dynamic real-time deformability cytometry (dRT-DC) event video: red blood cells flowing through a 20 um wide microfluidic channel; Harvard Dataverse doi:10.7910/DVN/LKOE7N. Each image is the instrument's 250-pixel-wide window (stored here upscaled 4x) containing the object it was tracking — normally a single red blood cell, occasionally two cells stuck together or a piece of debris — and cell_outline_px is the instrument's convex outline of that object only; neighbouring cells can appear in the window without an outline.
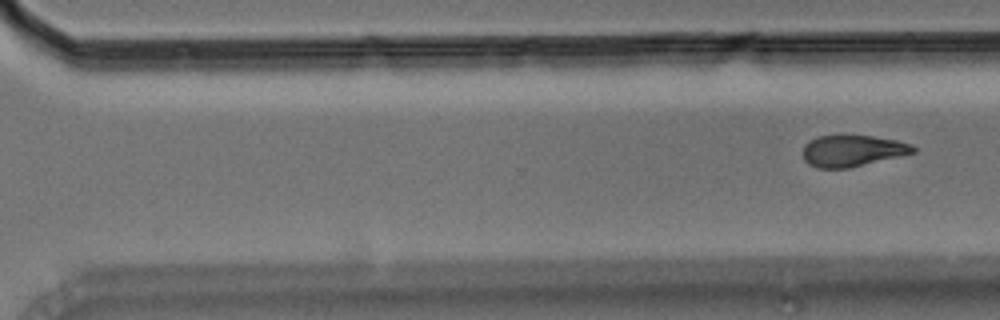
{"species": "Egyptian fruit bat (a non-hibernating species)", "species_latin": "Rousettus aegyptiacus", "temperature_condition": "room temperature", "stored_images_in_passage": 11, "segment_of_instrument_passage": [2, 2], "camera_frame_rate_fps": 3000, "um_per_image_px": 0.085, "animal": {"sex": "male"}, "frame": {"image": 1, "passage_image": 11, "time_ms": 3.333, "image_size_px": [1000, 320], "cell_outline_px": [[916, 152], [848, 168], [816, 168], [808, 164], [804, 160], [804, 144], [820, 136], [872, 136], [896, 140], [912, 144], [916, 148]], "centroid_in_image_um": [72.46, 12.82], "position_along_channel_um": 298.1, "area_um2": 19.88}}